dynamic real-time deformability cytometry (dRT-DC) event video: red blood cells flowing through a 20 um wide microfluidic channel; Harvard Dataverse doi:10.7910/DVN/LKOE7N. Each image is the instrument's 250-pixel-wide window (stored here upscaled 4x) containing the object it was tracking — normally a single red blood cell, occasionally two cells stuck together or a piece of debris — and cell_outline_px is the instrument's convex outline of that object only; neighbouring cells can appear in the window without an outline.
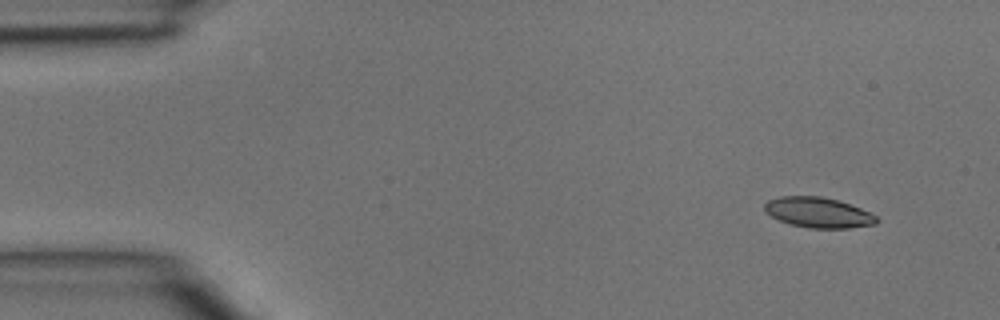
{"species": "common noctule bat (a hibernating species)", "species_latin": "Nyctalus noctula", "temperature_condition": "room temperature", "stored_images_in_passage": 4, "camera_frame_rate_fps": 3000, "um_per_image_px": 0.085, "animal": {"sex": "male", "body_mass_g": 15.6}, "frame": {"image": 1, "passage_image": 1, "time_ms": 0.0, "image_size_px": [1000, 320], "cell_outline_px": [[880, 220], [876, 224], [848, 228], [808, 228], [788, 224], [772, 216], [764, 208], [764, 204], [768, 200], [780, 196], [820, 196], [836, 200], [860, 208], [876, 216]], "centroid_in_image_um": [69.55, 18.07], "position_along_channel_um": 15.4, "area_um2": 19.65}}
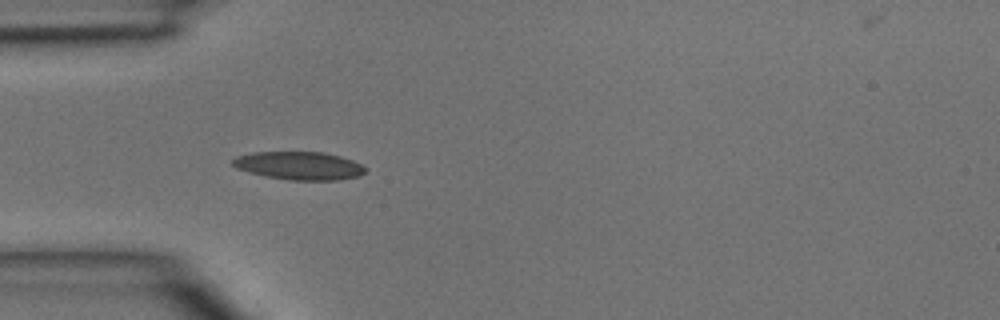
{"frame": {"image": 2, "passage_image": 3, "time_ms": 0.667, "image_size_px": [1000, 320], "cell_outline_px": [[368, 168], [360, 176], [336, 180], [288, 180], [264, 176], [248, 172], [236, 168], [232, 164], [232, 160], [236, 156], [252, 152], [324, 152], [340, 156], [352, 160]], "centroid_in_image_um": [25.42, 14.08], "position_along_channel_um": 59.6, "area_um2": 21.85}}